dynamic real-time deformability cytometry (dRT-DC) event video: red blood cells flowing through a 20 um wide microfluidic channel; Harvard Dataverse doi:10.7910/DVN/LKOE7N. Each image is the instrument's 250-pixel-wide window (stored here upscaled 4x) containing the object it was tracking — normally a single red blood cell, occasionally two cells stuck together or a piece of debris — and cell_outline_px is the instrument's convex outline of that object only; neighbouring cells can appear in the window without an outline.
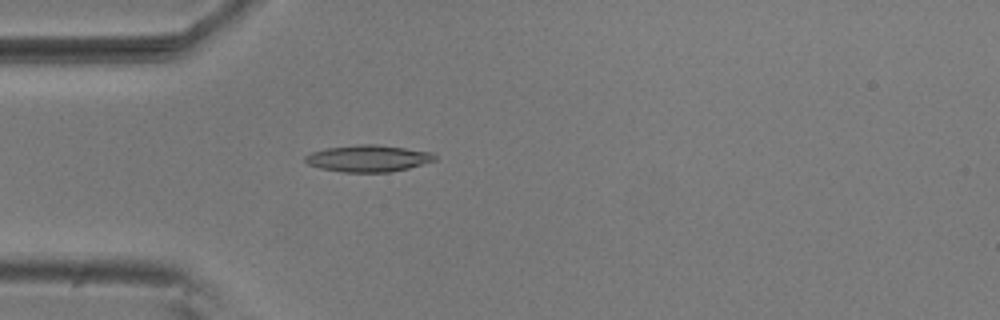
{"species": "common noctule bat (a hibernating species)", "species_latin": "Nyctalus noctula", "temperature_condition": "room temperature", "stored_images_in_passage": 1, "camera_frame_rate_fps": 3000, "um_per_image_px": 0.085, "animal": {"sex": "male", "body_mass_g": 20.5, "forearm_length_mm": 52.5}, "frame": {"image": 1, "passage_image": 1, "time_ms": 0.0, "image_size_px": [1000, 320], "cell_outline_px": [[436, 160], [408, 168], [388, 172], [344, 172], [320, 168], [308, 164], [304, 160], [304, 156], [312, 152], [328, 148], [356, 144], [376, 144], [432, 152], [436, 156]], "centroid_in_image_um": [31.29, 13.46], "position_along_channel_um": 53.7, "area_um2": 20.06}}